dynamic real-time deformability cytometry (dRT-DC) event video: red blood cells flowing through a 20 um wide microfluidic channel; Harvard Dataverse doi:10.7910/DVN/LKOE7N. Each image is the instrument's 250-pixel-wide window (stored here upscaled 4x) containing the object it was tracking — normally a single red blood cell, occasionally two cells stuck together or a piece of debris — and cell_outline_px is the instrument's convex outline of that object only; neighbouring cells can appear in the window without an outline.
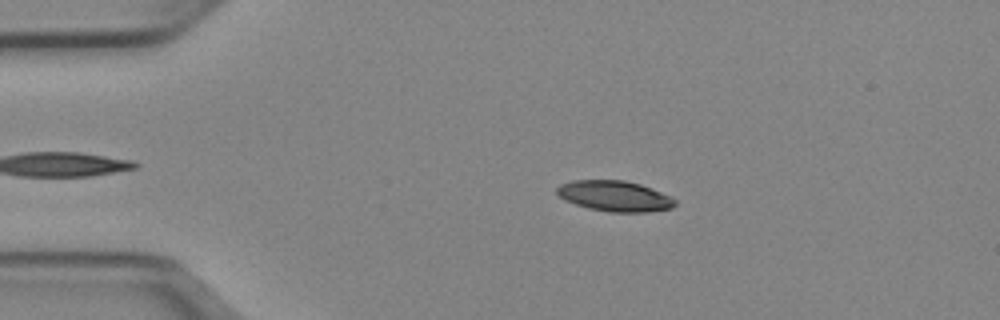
{"species": "Egyptian fruit bat (a non-hibernating species)", "species_latin": "Rousettus aegyptiacus", "temperature_condition": "cold", "stored_images_in_passage": 45, "camera_frame_rate_fps": 3000, "um_per_image_px": 0.085, "animal": {"sex": "female"}, "frame": {"image": 1, "passage_image": 10, "time_ms": 3.0, "image_size_px": [1000, 320], "cell_outline_px": [[676, 204], [672, 208], [644, 212], [612, 212], [588, 208], [564, 200], [556, 192], [556, 188], [560, 184], [572, 180], [624, 180], [640, 184], [652, 188], [676, 200]], "centroid_in_image_um": [52.22, 16.66], "position_along_channel_um": 32.8, "area_um2": 20.98}}
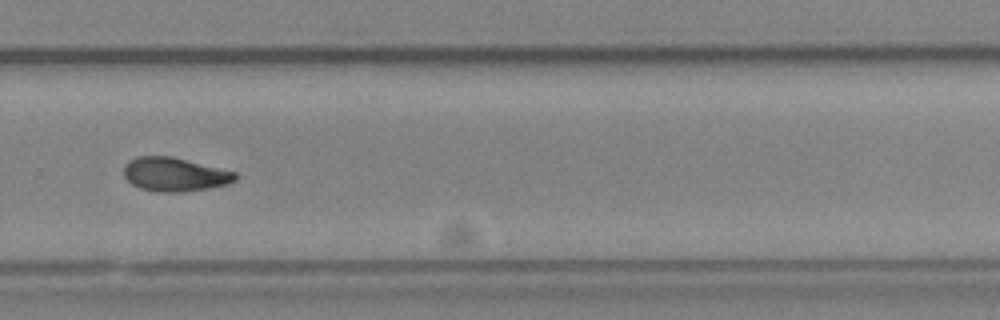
{"frame": {"image": 2, "passage_image": 35, "time_ms": 11.333, "image_size_px": [1000, 320], "cell_outline_px": [[236, 180], [228, 184], [208, 188], [180, 192], [156, 192], [140, 188], [132, 184], [124, 176], [124, 164], [128, 160], [136, 156], [168, 156], [236, 172]], "centroid_in_image_um": [14.8, 14.83], "position_along_channel_um": 315.0, "area_um2": 21.79}}
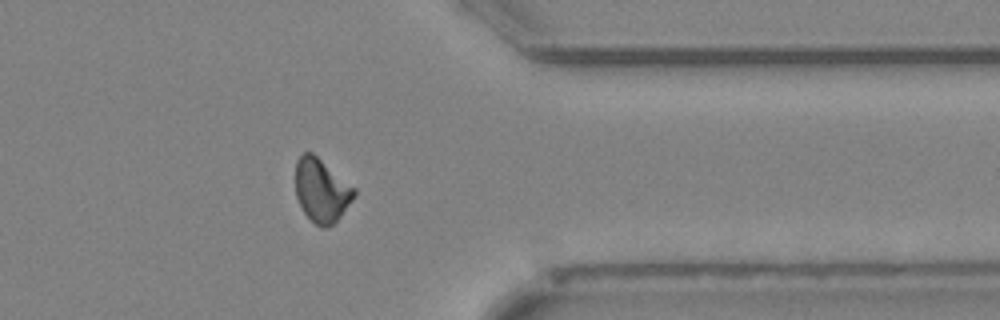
{"frame": {"image": 3, "passage_image": 41, "time_ms": 13.333, "image_size_px": [1000, 320], "cell_outline_px": [[356, 196], [340, 216], [332, 224], [324, 228], [320, 228], [304, 212], [296, 196], [296, 160], [304, 152], [312, 152], [356, 188]], "centroid_in_image_um": [27.34, 16.17], "position_along_channel_um": 384.1, "area_um2": 21.56}, "authors_computed_cell_mechanics": {"area_um2": 21.7328, "velocity_mm_per_s": 3.9522, "shape_relaxation_time_tau1_ms": 5.3947, "shape_relaxation_time_tau2_ms": null, "deformation_change_tau1": 0.1369, "deformation_change_tau2": null}}